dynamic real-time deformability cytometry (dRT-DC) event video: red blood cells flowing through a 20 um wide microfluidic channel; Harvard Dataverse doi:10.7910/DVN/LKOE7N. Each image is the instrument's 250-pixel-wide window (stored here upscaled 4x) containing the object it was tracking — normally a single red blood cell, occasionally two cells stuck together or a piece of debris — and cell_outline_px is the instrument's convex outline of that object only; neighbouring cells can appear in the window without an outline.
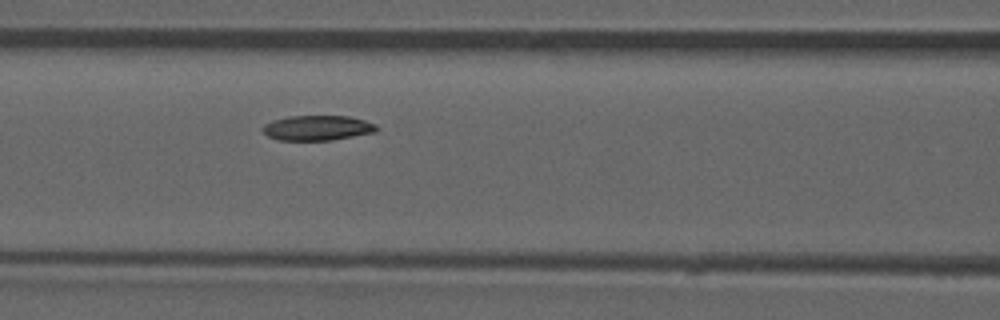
{"species": "common noctule bat (a hibernating species)", "species_latin": "Nyctalus noctula", "temperature_condition": "room temperature", "stored_images_in_passage": 39, "camera_frame_rate_fps": 3000, "um_per_image_px": 0.085, "animal": {"sex": "male", "forearm_length_mm": 52.5}, "frame": {"image": 1, "passage_image": 15, "time_ms": 4.667, "image_size_px": [1000, 320], "cell_outline_px": [[376, 132], [332, 140], [280, 140], [268, 136], [260, 128], [264, 124], [272, 120], [288, 116], [348, 116], [364, 120], [376, 124]], "centroid_in_image_um": [26.95, 10.87], "position_along_channel_um": 139.6, "area_um2": 16.59}, "authors_computed_cell_mechanics": {"area_um2": 17.2244, "velocity_mm_per_s": 3.8887, "shape_relaxation_time_tau1_ms": 4.7521, "shape_relaxation_time_tau2_ms": null, "deformation_change_tau1": 0.106, "deformation_change_tau2": null}}